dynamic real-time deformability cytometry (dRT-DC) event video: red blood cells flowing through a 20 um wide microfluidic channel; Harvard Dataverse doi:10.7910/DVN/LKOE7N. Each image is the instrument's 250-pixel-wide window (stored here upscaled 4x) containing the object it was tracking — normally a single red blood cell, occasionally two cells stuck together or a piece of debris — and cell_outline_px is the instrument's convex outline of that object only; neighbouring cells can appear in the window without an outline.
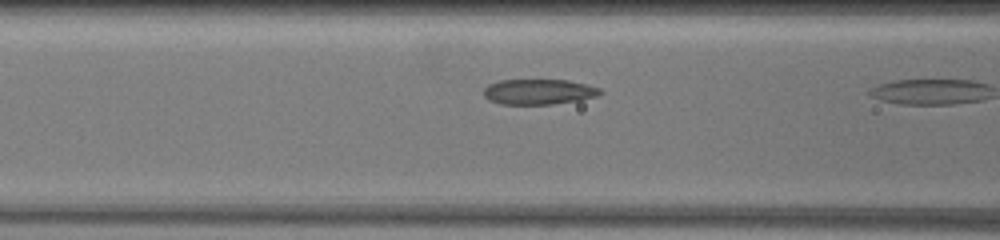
{"species": "common noctule bat (a hibernating species)", "species_latin": "Nyctalus noctula", "temperature_condition": "warm", "stored_images_in_passage": 10, "camera_frame_rate_fps": 3000, "um_per_image_px": 0.085, "animal": {"sex": "female", "body_mass_g": 19.5, "forearm_length_mm": 54.1}, "frame": {"image": 1, "passage_image": 9, "time_ms": 2.667, "image_size_px": [1000, 240], "cell_outline_px": [[604, 92], [596, 96], [580, 100], [552, 104], [500, 104], [488, 100], [484, 96], [484, 88], [488, 84], [500, 80], [568, 80], [588, 84], [600, 88]], "centroid_in_image_um": [45.8, 7.8], "position_along_channel_um": 120.8, "area_um2": 17.34}}